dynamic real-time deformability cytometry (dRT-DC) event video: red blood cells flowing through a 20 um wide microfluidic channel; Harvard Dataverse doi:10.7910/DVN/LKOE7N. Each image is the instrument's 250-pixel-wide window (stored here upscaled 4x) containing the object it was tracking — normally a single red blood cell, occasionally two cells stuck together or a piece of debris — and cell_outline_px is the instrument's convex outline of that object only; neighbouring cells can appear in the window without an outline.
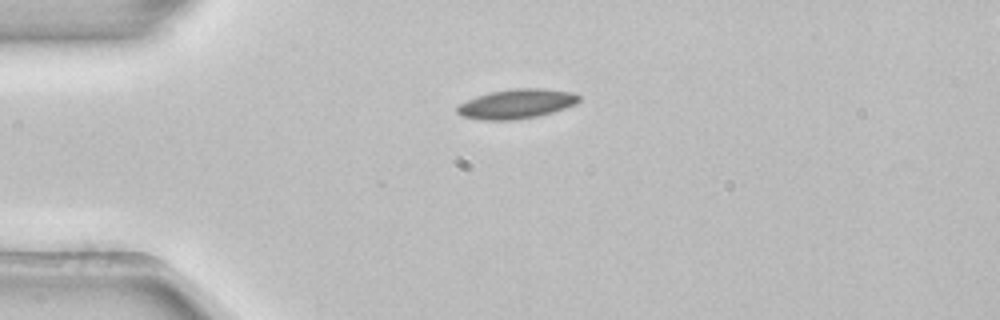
{"species": "common noctule bat (a hibernating species)", "species_latin": "Nyctalus noctula", "temperature_condition": "room temperature", "stored_images_in_passage": 6, "camera_frame_rate_fps": 3000, "um_per_image_px": 0.085, "animal": {"sex": "female", "body_mass_g": 22.7, "forearm_length_mm": 54.2}, "frame": {"image": 1, "passage_image": 3, "time_ms": 0.667, "image_size_px": [1000, 320], "cell_outline_px": [[580, 100], [576, 104], [552, 112], [536, 116], [512, 120], [484, 120], [460, 116], [456, 112], [456, 108], [460, 104], [476, 96], [492, 92], [516, 88], [544, 88], [568, 92], [580, 96]], "centroid_in_image_um": [43.88, 8.83], "position_along_channel_um": 41.1, "area_um2": 20.69}}